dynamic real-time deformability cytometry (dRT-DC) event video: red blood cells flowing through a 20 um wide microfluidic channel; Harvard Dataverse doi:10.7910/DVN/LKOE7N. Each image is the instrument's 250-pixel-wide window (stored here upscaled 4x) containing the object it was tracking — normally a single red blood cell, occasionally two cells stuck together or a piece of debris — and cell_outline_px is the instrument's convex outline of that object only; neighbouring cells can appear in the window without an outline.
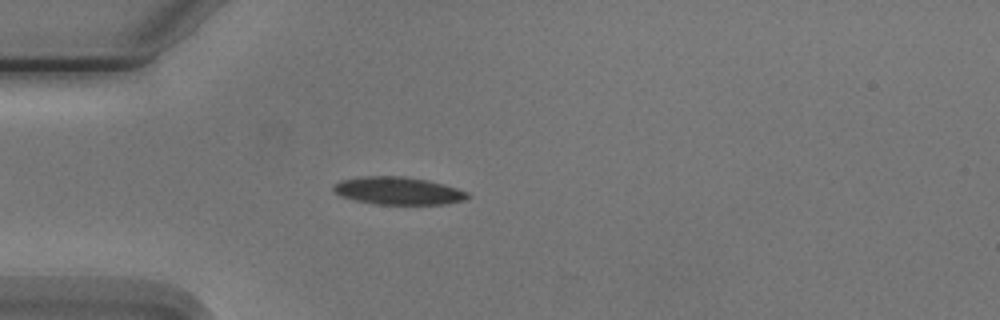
{"species": "Egyptian fruit bat (a non-hibernating species)", "species_latin": "Rousettus aegyptiacus", "temperature_condition": "cold", "stored_images_in_passage": 4, "camera_frame_rate_fps": 3000, "um_per_image_px": 0.085, "animal": {"sex": "male"}, "frame": {"image": 1, "passage_image": 3, "time_ms": 2.333, "image_size_px": [1000, 320], "cell_outline_px": [[472, 196], [464, 200], [444, 204], [376, 204], [356, 200], [340, 196], [332, 188], [332, 184], [340, 180], [364, 176], [404, 176], [428, 180], [456, 188], [468, 192]], "centroid_in_image_um": [33.84, 16.21], "position_along_channel_um": 51.2, "area_um2": 21.62}}